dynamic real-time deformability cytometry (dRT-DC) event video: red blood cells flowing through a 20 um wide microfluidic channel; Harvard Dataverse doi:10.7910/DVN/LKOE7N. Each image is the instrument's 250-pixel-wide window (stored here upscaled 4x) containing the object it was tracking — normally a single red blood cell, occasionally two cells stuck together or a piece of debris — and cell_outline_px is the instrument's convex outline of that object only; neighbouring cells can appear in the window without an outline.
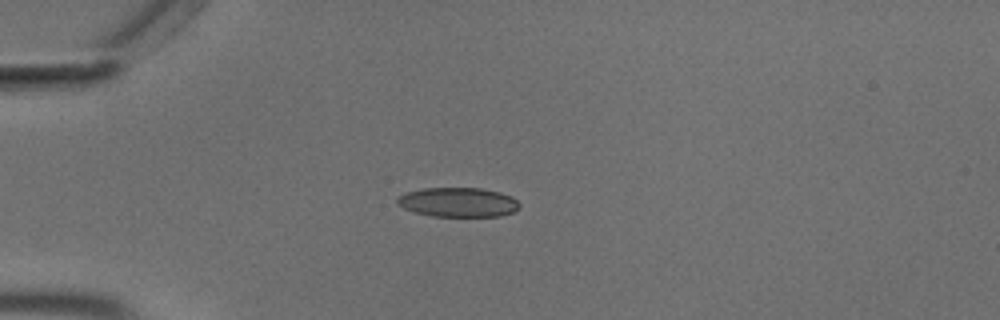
{"species": "common noctule bat (a hibernating species)", "species_latin": "Nyctalus noctula", "temperature_condition": "cold", "stored_images_in_passage": 39, "camera_frame_rate_fps": 3000, "um_per_image_px": 0.085, "animal": {"sex": "male", "body_mass_g": 18.8}, "frame": {"image": 1, "passage_image": 3, "time_ms": 0.667, "image_size_px": [1000, 320], "cell_outline_px": [[520, 208], [512, 212], [500, 216], [432, 216], [416, 212], [404, 208], [396, 204], [396, 200], [400, 196], [408, 192], [424, 188], [480, 188], [500, 192], [512, 196], [520, 204]], "centroid_in_image_um": [38.97, 17.19], "position_along_channel_um": 46.0, "area_um2": 20.87}}
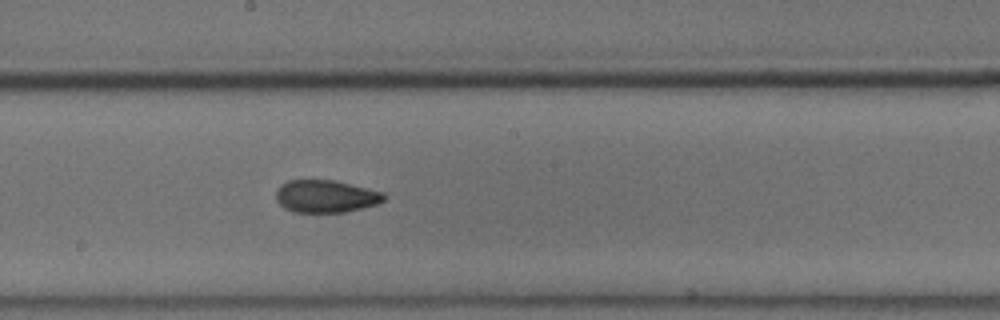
{"frame": {"image": 2, "passage_image": 19, "time_ms": 6.0, "image_size_px": [1000, 320], "cell_outline_px": [[388, 196], [380, 204], [344, 212], [296, 212], [284, 208], [276, 200], [276, 192], [280, 184], [288, 180], [336, 180], [384, 192]], "centroid_in_image_um": [27.73, 16.68], "position_along_channel_um": 220.5, "area_um2": 20.69}}
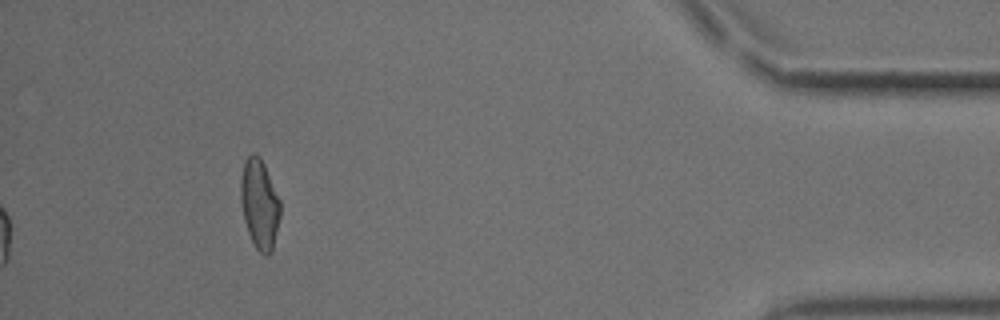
{"frame": {"image": 3, "passage_image": 39, "time_ms": 12.667, "image_size_px": [1000, 320], "cell_outline_px": [[280, 216], [272, 252], [268, 256], [264, 256], [256, 248], [248, 232], [244, 220], [240, 200], [240, 180], [244, 164], [248, 156], [252, 152], [256, 152], [260, 156], [264, 164], [280, 200]], "centroid_in_image_um": [22.06, 17.34], "position_along_channel_um": 413.1, "area_um2": 20.75}, "authors_computed_cell_mechanics": {"area_um2": 20.4612, "velocity_mm_per_s": 3.6881, "shape_relaxation_time_tau1_ms": 5.5712, "shape_relaxation_time_tau2_ms": 2.4074, "deformation_change_tau1": 0.1397, "deformation_change_tau2": 0.0794}}